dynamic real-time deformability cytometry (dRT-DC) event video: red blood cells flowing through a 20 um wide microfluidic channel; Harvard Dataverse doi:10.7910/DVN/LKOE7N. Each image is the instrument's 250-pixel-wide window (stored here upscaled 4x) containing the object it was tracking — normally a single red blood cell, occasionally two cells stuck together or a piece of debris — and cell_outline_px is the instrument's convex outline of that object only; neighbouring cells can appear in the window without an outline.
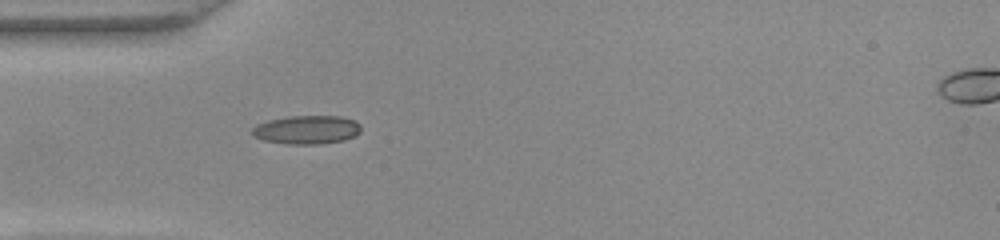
{"species": "common noctule bat (a hibernating species)", "species_latin": "Nyctalus noctula", "temperature_condition": "warm", "stored_images_in_passage": 24, "camera_frame_rate_fps": 3000, "um_per_image_px": 0.085, "animal": {"sex": "female", "body_mass_g": 22.0, "forearm_length_mm": 56.7}, "frame": {"image": 1, "passage_image": 1, "time_ms": 0.0, "image_size_px": [1000, 240], "cell_outline_px": [[360, 132], [356, 136], [344, 140], [320, 144], [288, 144], [264, 140], [252, 136], [252, 128], [256, 124], [268, 120], [288, 116], [340, 116], [356, 120], [360, 124]], "centroid_in_image_um": [26.09, 11.02], "position_along_channel_um": 58.9, "area_um2": 18.32}}
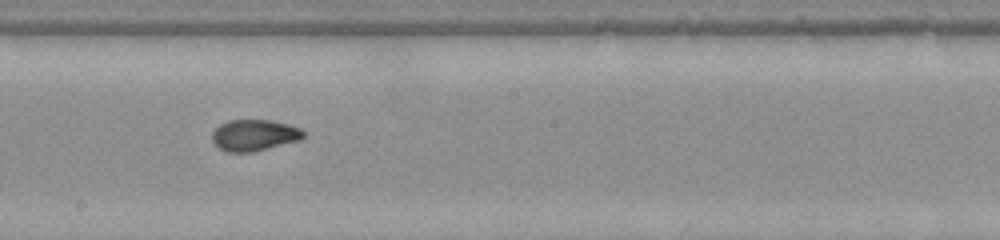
{"frame": {"image": 2, "passage_image": 14, "time_ms": 4.333, "image_size_px": [1000, 240], "cell_outline_px": [[304, 136], [300, 140], [252, 152], [228, 152], [220, 148], [212, 140], [212, 132], [220, 124], [228, 120], [272, 120], [288, 124], [300, 128], [304, 132]], "centroid_in_image_um": [21.61, 11.48], "position_along_channel_um": 226.6, "area_um2": 16.59}}
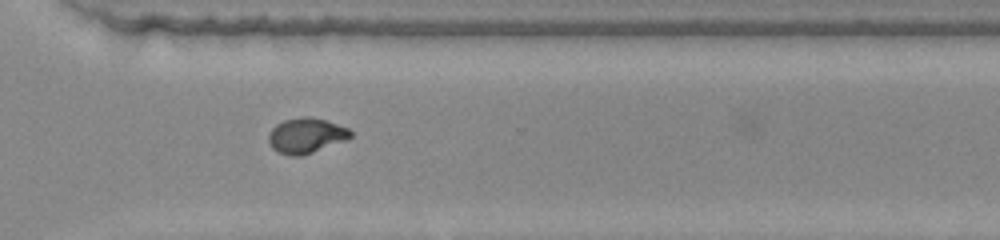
{"frame": {"image": 3, "passage_image": 23, "time_ms": 7.333, "image_size_px": [1000, 240], "cell_outline_px": [[352, 136], [344, 140], [312, 152], [300, 156], [292, 156], [280, 152], [272, 148], [268, 140], [268, 136], [272, 128], [276, 124], [284, 120], [304, 116], [308, 116], [324, 120], [348, 128], [352, 132]], "centroid_in_image_um": [25.99, 11.51], "position_along_channel_um": 344.6, "area_um2": 16.47}}